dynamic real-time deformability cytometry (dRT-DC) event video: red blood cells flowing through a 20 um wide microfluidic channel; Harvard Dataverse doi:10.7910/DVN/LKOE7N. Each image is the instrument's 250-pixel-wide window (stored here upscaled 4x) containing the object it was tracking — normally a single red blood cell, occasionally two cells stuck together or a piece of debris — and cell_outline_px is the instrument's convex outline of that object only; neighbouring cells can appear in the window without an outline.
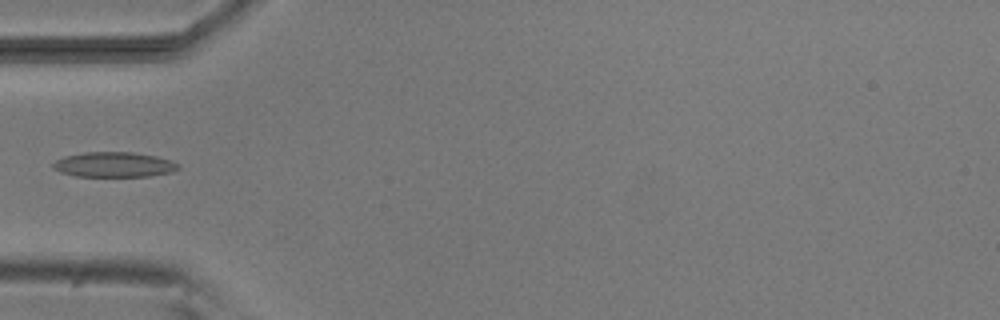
{"species": "common noctule bat (a hibernating species)", "species_latin": "Nyctalus noctula", "temperature_condition": "room temperature", "stored_images_in_passage": 6, "camera_frame_rate_fps": 3000, "um_per_image_px": 0.085, "animal": {"sex": "male", "body_mass_g": 20.5, "forearm_length_mm": 52.5}, "frame": {"image": 1, "passage_image": 4, "time_ms": 4.333, "image_size_px": [1000, 320], "cell_outline_px": [[180, 168], [172, 172], [148, 176], [76, 176], [60, 172], [52, 168], [52, 164], [56, 160], [64, 156], [84, 152], [132, 152], [156, 156], [180, 164]], "centroid_in_image_um": [9.67, 13.99], "position_along_channel_um": 75.3, "area_um2": 18.26}}
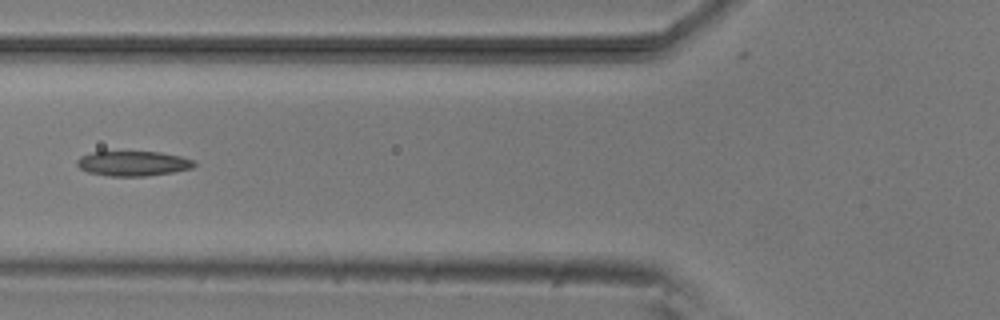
{"frame": {"image": 2, "passage_image": 5, "time_ms": 5.333, "image_size_px": [1000, 320], "cell_outline_px": [[196, 164], [192, 168], [172, 172], [144, 176], [108, 176], [88, 172], [80, 168], [76, 164], [76, 160], [80, 156], [92, 152], [160, 152], [180, 156], [196, 160]], "centroid_in_image_um": [11.31, 13.89], "position_along_channel_um": 114.5, "area_um2": 16.99}}
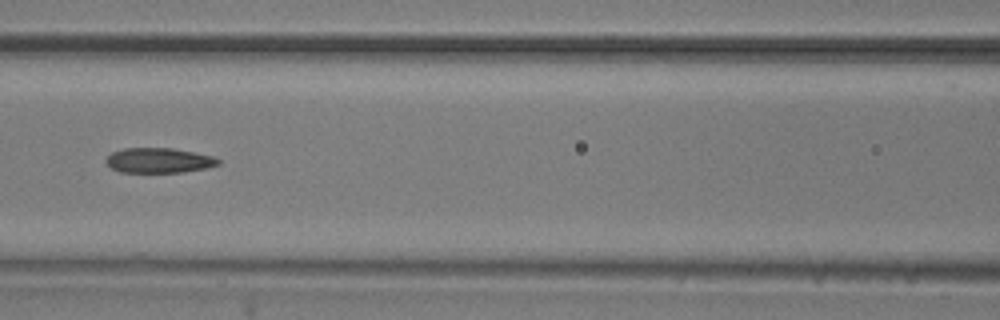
{"frame": {"image": 3, "passage_image": 6, "time_ms": 6.333, "image_size_px": [1000, 320], "cell_outline_px": [[220, 164], [208, 168], [184, 172], [120, 172], [112, 168], [104, 160], [112, 152], [124, 148], [172, 148], [212, 156], [220, 160]], "centroid_in_image_um": [13.51, 13.64], "position_along_channel_um": 153.1, "area_um2": 16.3}}